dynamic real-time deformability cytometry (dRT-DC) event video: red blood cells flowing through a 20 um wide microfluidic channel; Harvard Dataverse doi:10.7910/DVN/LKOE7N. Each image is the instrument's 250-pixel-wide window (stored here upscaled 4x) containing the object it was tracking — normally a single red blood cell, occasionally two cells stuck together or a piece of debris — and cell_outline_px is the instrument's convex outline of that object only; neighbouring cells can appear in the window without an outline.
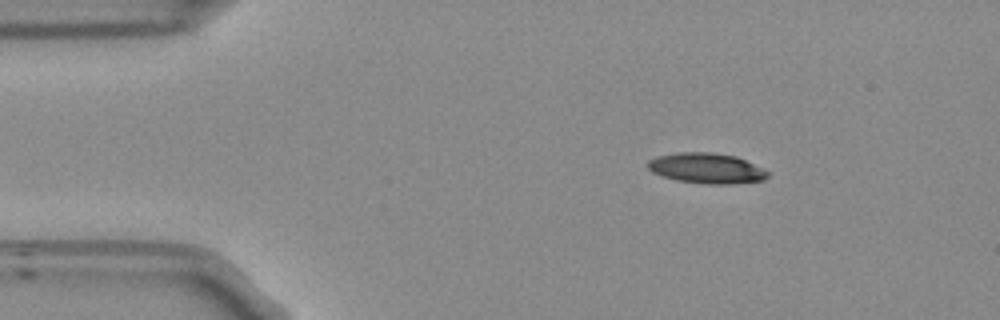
{"species": "Egyptian fruit bat (a non-hibernating species)", "species_latin": "Rousettus aegyptiacus", "temperature_condition": "room temperature", "stored_images_in_passage": 15, "camera_frame_rate_fps": 3000, "um_per_image_px": 0.085, "frame": {"image": 1, "passage_image": 1, "time_ms": 0.0, "image_size_px": [1000, 320], "cell_outline_px": [[768, 176], [764, 180], [732, 184], [704, 184], [676, 180], [652, 172], [644, 164], [648, 160], [656, 156], [676, 152], [712, 152], [736, 156], [764, 168], [768, 172]], "centroid_in_image_um": [60.03, 14.29], "position_along_channel_um": 25.0, "area_um2": 21.5}}
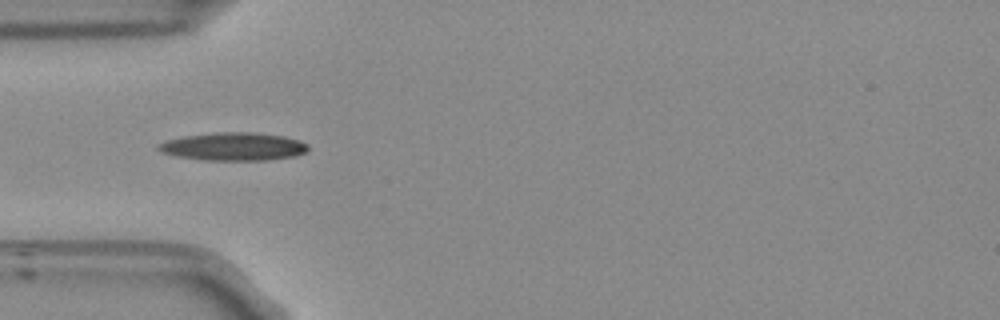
{"frame": {"image": 2, "passage_image": 9, "time_ms": 2.667, "image_size_px": [1000, 320], "cell_outline_px": [[308, 152], [296, 156], [268, 160], [204, 160], [176, 156], [160, 152], [156, 148], [156, 144], [168, 140], [184, 136], [220, 132], [252, 132], [284, 136], [300, 140], [308, 144]], "centroid_in_image_um": [19.87, 12.46], "position_along_channel_um": 65.1, "area_um2": 24.62}}